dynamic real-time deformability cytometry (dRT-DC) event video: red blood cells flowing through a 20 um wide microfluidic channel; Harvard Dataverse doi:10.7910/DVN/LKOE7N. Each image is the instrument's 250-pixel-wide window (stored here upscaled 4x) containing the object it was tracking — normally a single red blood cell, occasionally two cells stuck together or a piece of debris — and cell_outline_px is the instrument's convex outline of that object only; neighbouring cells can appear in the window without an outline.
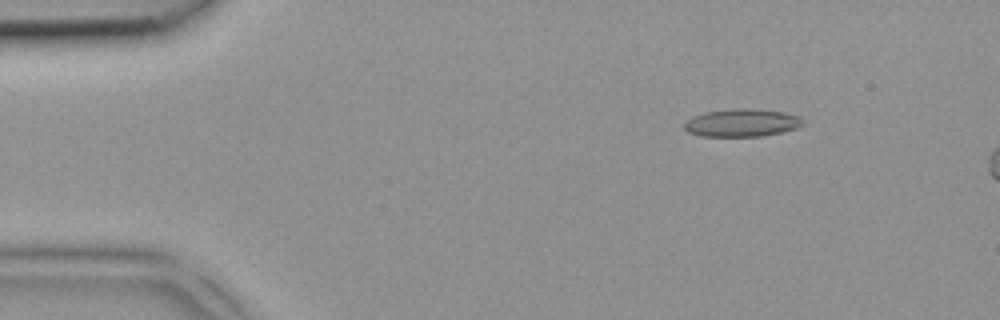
{"species": "common noctule bat (a hibernating species)", "species_latin": "Nyctalus noctula", "temperature_condition": "room temperature", "stored_images_in_passage": 4, "camera_frame_rate_fps": 3000, "um_per_image_px": 0.085, "animal": {"sex": "female", "body_mass_g": 18.4}, "frame": {"image": 1, "passage_image": 2, "time_ms": 0.333, "image_size_px": [1000, 320], "cell_outline_px": [[808, 124], [796, 128], [764, 136], [700, 136], [688, 132], [684, 128], [684, 120], [692, 116], [704, 112], [736, 108], [752, 108], [784, 112], [800, 116]], "centroid_in_image_um": [63.07, 10.43], "position_along_channel_um": 21.9, "area_um2": 19.54}}